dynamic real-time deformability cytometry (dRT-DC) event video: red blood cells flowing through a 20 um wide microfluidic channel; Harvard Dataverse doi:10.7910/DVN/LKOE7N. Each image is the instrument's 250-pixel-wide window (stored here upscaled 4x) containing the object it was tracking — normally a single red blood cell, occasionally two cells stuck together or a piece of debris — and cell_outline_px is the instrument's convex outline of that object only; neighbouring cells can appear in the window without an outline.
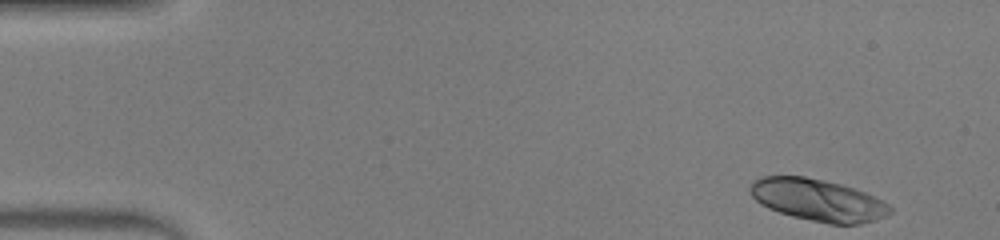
{"species": "human", "species_latin": "Homo sapiens", "temperature_condition": "warm", "stored_images_in_passage": 12, "camera_frame_rate_fps": 3000, "um_per_image_px": 0.085, "donor": {"sex": "male"}, "frame": {"image": 1, "passage_image": 1, "time_ms": 0.0, "image_size_px": [1000, 240], "cell_outline_px": [[892, 212], [876, 220], [860, 224], [828, 224], [792, 216], [768, 208], [760, 204], [752, 196], [748, 188], [752, 180], [760, 176], [804, 176], [824, 180], [840, 184], [864, 192], [888, 204], [892, 208]], "centroid_in_image_um": [69.48, 17.0], "position_along_channel_um": 15.5, "area_um2": 34.22}}
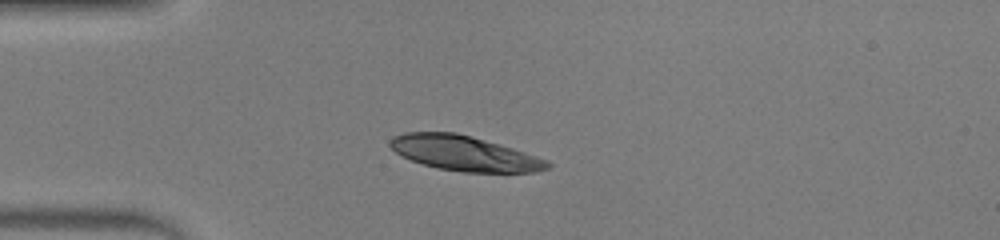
{"frame": {"image": 2, "passage_image": 11, "time_ms": 3.333, "image_size_px": [1000, 240], "cell_outline_px": [[552, 164], [548, 168], [536, 172], [460, 172], [440, 168], [424, 164], [412, 160], [396, 152], [388, 144], [392, 136], [404, 132], [456, 132], [472, 136], [500, 144], [548, 160]], "centroid_in_image_um": [39.47, 13.02], "position_along_channel_um": 45.5, "area_um2": 31.91}}